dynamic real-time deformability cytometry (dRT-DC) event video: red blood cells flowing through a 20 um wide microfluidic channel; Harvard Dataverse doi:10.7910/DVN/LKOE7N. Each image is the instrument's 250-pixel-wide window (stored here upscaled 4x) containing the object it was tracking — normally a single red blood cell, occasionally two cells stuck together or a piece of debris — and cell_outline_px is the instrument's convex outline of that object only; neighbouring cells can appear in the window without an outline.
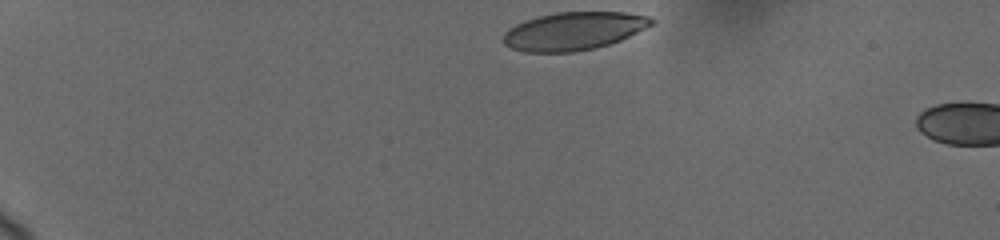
{"species": "human", "species_latin": "Homo sapiens", "temperature_condition": "cold", "stored_images_in_passage": 7, "camera_frame_rate_fps": 3000, "um_per_image_px": 0.085, "donor": {"sex": "female"}, "frame": {"image": 1, "passage_image": 1, "time_ms": 0.0, "image_size_px": [1000, 240], "cell_outline_px": [[652, 24], [620, 40], [596, 48], [572, 52], [524, 52], [512, 48], [504, 44], [504, 32], [508, 28], [516, 24], [540, 16], [556, 12], [624, 12], [648, 16], [652, 20]], "centroid_in_image_um": [48.73, 2.64], "position_along_channel_um": 36.3, "area_um2": 32.43}}
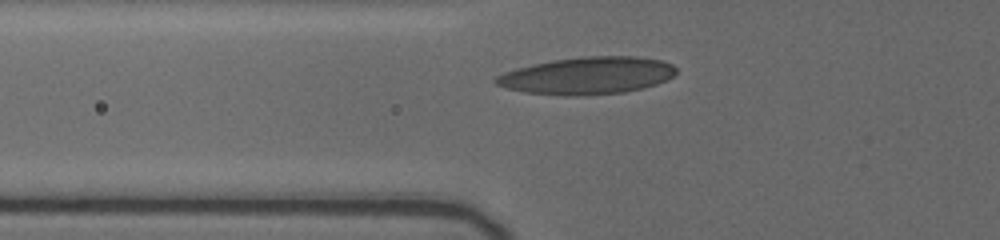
{"frame": {"image": 2, "passage_image": 5, "time_ms": 3.333, "image_size_px": [1000, 240], "cell_outline_px": [[676, 72], [672, 76], [656, 84], [624, 92], [584, 96], [564, 96], [524, 92], [508, 88], [496, 84], [492, 80], [496, 76], [504, 72], [516, 68], [532, 64], [552, 60], [580, 56], [632, 56], [660, 60], [672, 64], [676, 68]], "centroid_in_image_um": [49.87, 6.43], "position_along_channel_um": 75.9, "area_um2": 39.19}}
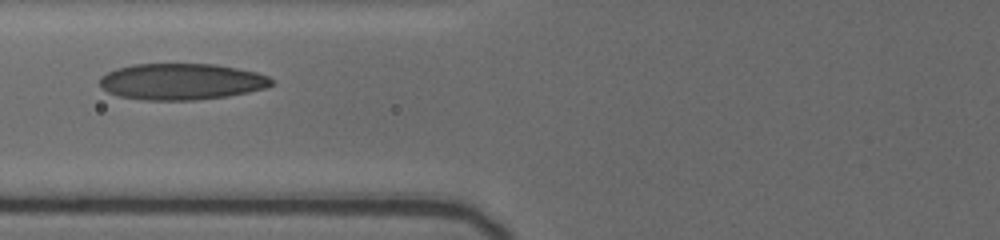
{"frame": {"image": 3, "passage_image": 6, "time_ms": 4.333, "image_size_px": [1000, 240], "cell_outline_px": [[272, 84], [264, 88], [248, 92], [224, 96], [192, 100], [144, 100], [120, 96], [108, 92], [100, 84], [100, 76], [116, 68], [132, 64], [216, 64], [256, 72], [268, 76], [272, 80]], "centroid_in_image_um": [15.39, 6.93], "position_along_channel_um": 110.4, "area_um2": 36.13}}